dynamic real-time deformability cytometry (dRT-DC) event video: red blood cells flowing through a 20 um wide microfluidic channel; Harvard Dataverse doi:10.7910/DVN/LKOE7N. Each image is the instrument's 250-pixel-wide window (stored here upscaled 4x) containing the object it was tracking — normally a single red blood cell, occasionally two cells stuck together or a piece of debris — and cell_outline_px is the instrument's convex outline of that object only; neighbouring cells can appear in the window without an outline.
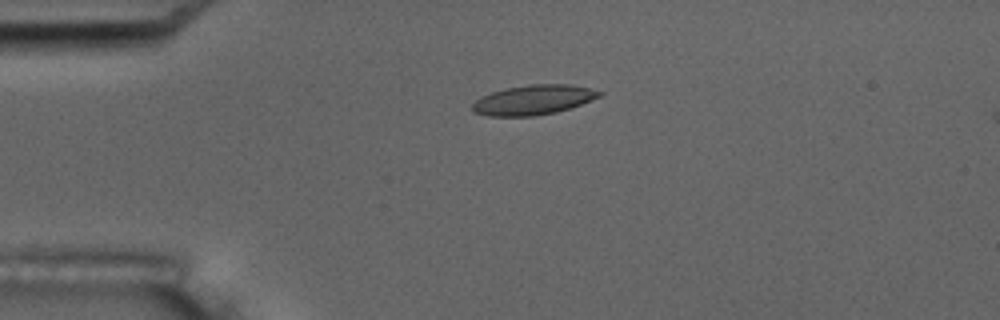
{"species": "common noctule bat (a hibernating species)", "species_latin": "Nyctalus noctula", "temperature_condition": "room temperature", "stored_images_in_passage": 6, "camera_frame_rate_fps": 3000, "um_per_image_px": 0.085, "animal": {"sex": "male", "body_mass_g": 17.5, "forearm_length_mm": 52.3}, "frame": {"image": 1, "passage_image": 4, "time_ms": 4.333, "image_size_px": [1000, 320], "cell_outline_px": [[604, 92], [600, 96], [580, 104], [556, 112], [532, 116], [488, 116], [472, 112], [468, 108], [480, 96], [504, 88], [528, 84], [572, 84]], "centroid_in_image_um": [45.26, 8.48], "position_along_channel_um": 39.7, "area_um2": 22.14}}